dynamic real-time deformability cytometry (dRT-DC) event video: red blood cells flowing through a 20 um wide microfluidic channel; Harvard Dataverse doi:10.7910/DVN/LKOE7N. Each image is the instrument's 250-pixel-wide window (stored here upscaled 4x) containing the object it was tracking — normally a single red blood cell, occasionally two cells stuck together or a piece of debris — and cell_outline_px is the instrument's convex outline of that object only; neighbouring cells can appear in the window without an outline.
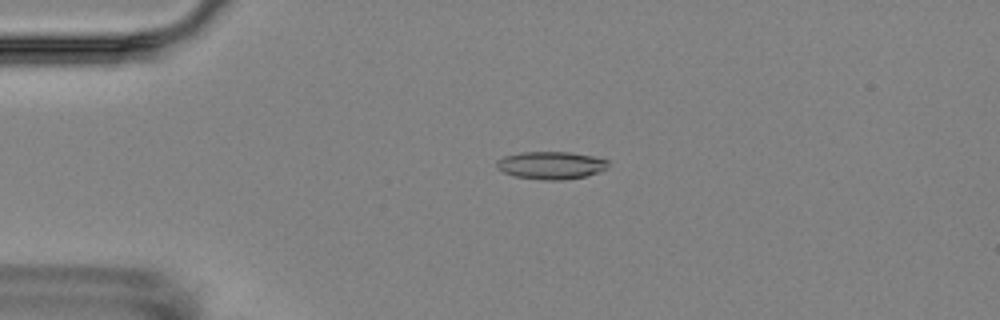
{"species": "Egyptian fruit bat (a non-hibernating species)", "species_latin": "Rousettus aegyptiacus", "temperature_condition": "room temperature", "stored_images_in_passage": 4, "camera_frame_rate_fps": 3000, "um_per_image_px": 0.085, "animal": {"sex": "female"}, "frame": {"image": 1, "passage_image": 3, "time_ms": 2.333, "image_size_px": [1000, 320], "cell_outline_px": [[608, 164], [604, 168], [596, 172], [584, 176], [564, 180], [540, 180], [512, 176], [496, 168], [496, 164], [504, 156], [520, 152], [568, 152], [592, 156], [608, 160]], "centroid_in_image_um": [46.78, 14.05], "position_along_channel_um": 38.2, "area_um2": 17.8}}